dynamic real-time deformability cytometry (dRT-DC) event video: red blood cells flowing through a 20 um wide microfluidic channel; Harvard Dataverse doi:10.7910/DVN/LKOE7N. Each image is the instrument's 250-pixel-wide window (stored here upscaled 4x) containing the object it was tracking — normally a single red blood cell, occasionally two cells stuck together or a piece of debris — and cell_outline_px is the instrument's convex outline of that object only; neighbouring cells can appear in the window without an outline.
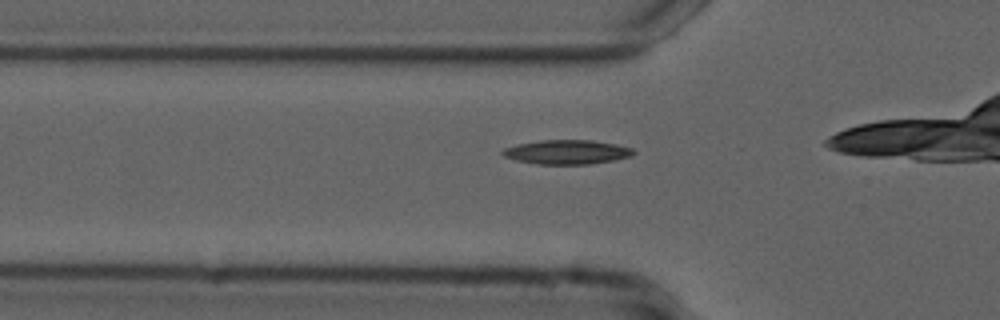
{"species": "common noctule bat (a hibernating species)", "species_latin": "Nyctalus noctula", "temperature_condition": "cold", "stored_images_in_passage": 13, "camera_frame_rate_fps": 3000, "um_per_image_px": 0.085, "animal": {"sex": "male", "forearm_length_mm": 52.5}, "frame": {"image": 1, "passage_image": 8, "time_ms": 2.333, "image_size_px": [1000, 320], "cell_outline_px": [[636, 152], [632, 156], [612, 160], [588, 164], [536, 164], [516, 160], [504, 156], [500, 152], [504, 148], [516, 144], [540, 140], [592, 140], [616, 144], [632, 148]], "centroid_in_image_um": [48.17, 12.92], "position_along_channel_um": 77.6, "area_um2": 18.5}}
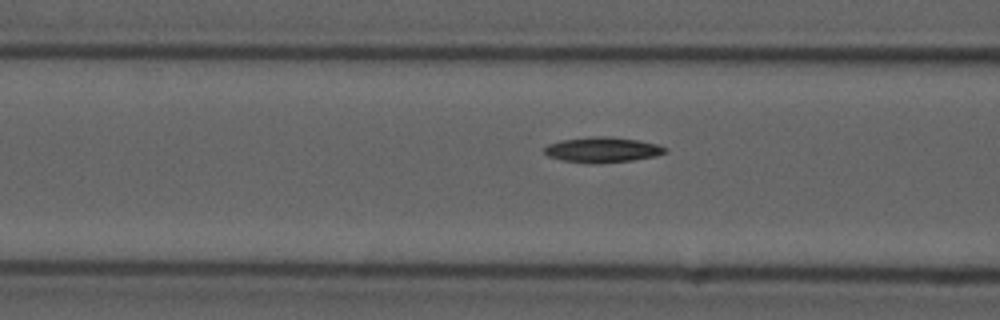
{"frame": {"image": 2, "passage_image": 11, "time_ms": 3.333, "image_size_px": [1000, 320], "cell_outline_px": [[668, 152], [656, 156], [632, 160], [596, 164], [588, 164], [564, 160], [548, 156], [544, 152], [544, 148], [548, 144], [560, 140], [592, 136], [608, 136], [636, 140], [656, 144], [668, 148]], "centroid_in_image_um": [51.2, 12.73], "position_along_channel_um": 115.4, "area_um2": 17.92}}